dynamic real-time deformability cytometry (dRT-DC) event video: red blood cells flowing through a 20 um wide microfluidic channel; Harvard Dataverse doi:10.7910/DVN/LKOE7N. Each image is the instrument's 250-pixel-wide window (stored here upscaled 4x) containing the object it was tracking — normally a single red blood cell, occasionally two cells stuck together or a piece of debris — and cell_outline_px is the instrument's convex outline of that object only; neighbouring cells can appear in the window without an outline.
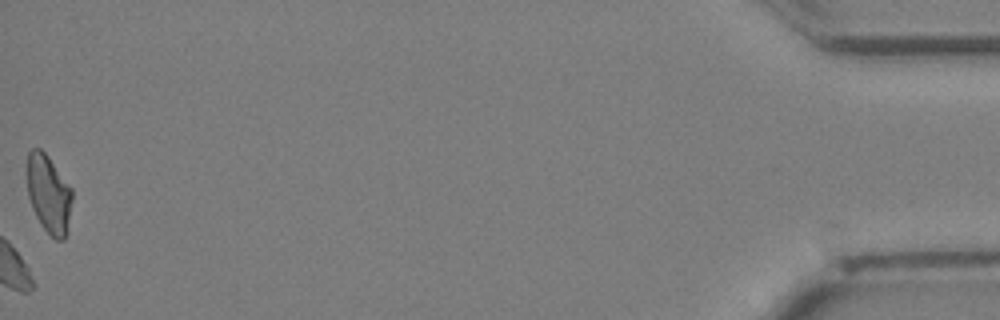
{"species": "Egyptian fruit bat (a non-hibernating species)", "species_latin": "Rousettus aegyptiacus", "temperature_condition": "cold", "stored_images_in_passage": 35, "camera_frame_rate_fps": 3000, "um_per_image_px": 0.085, "animal": {"sex": "female"}, "frame": {"image": 1, "passage_image": 35, "time_ms": 11.333, "image_size_px": [1000, 320], "cell_outline_px": [[72, 200], [68, 232], [64, 240], [56, 240], [40, 224], [32, 208], [28, 196], [24, 172], [28, 152], [32, 148], [40, 148], [48, 156], [72, 188]], "centroid_in_image_um": [4.11, 16.46], "position_along_channel_um": 431.1, "area_um2": 21.21}}